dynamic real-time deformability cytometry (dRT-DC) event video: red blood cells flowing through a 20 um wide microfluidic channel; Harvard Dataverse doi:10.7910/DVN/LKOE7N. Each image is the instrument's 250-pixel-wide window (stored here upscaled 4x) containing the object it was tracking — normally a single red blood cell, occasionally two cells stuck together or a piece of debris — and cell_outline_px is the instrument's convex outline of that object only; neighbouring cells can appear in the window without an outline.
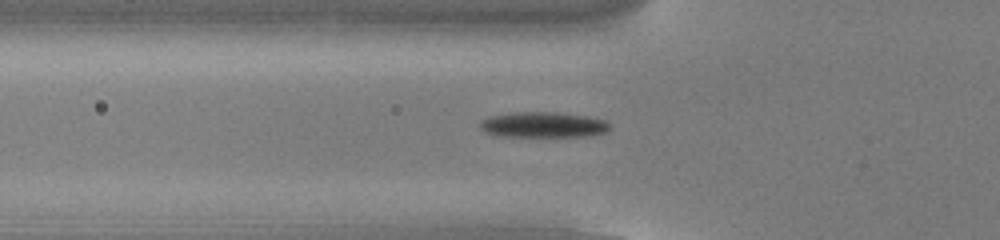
{"species": "common noctule bat (a hibernating species)", "species_latin": "Nyctalus noctula", "temperature_condition": "cold", "stored_images_in_passage": 53, "camera_frame_rate_fps": 3000, "um_per_image_px": 0.085, "animal": {"sex": "male", "body_mass_g": 13.0, "forearm_length_mm": 53.1}, "frame": {"image": 1, "passage_image": 18, "time_ms": 5.667, "image_size_px": [1000, 240], "cell_outline_px": [[612, 128], [604, 132], [592, 136], [496, 136], [484, 132], [480, 128], [480, 124], [488, 116], [516, 112], [556, 112], [584, 116], [604, 120]], "centroid_in_image_um": [46.15, 10.61], "position_along_channel_um": 79.6, "area_um2": 19.19}}
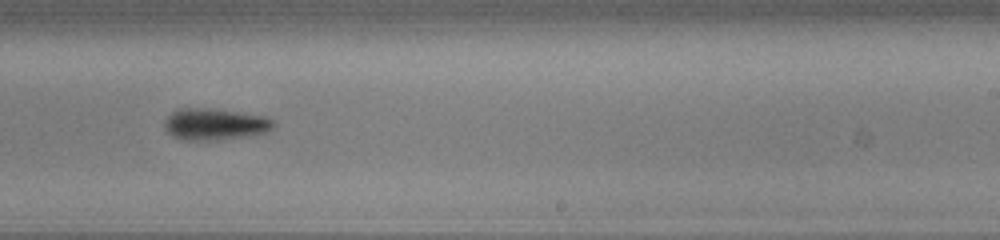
{"frame": {"image": 2, "passage_image": 33, "time_ms": 10.667, "image_size_px": [1000, 240], "cell_outline_px": [[276, 124], [272, 128], [264, 132], [248, 136], [216, 140], [180, 140], [172, 136], [164, 128], [164, 120], [176, 108], [208, 108], [264, 116], [272, 120]], "centroid_in_image_um": [18.2, 10.56], "position_along_channel_um": 270.8, "area_um2": 20.06}}
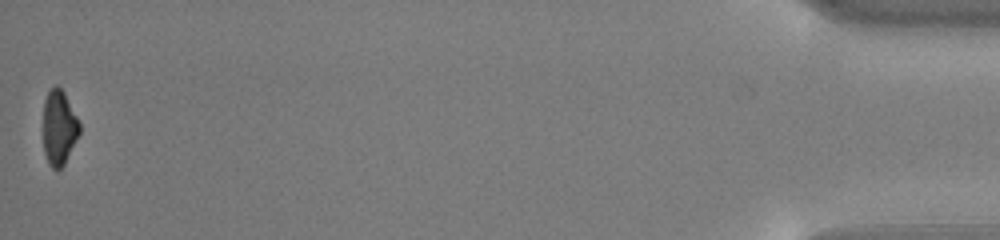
{"frame": {"image": 3, "passage_image": 53, "time_ms": 17.333, "image_size_px": [1000, 240], "cell_outline_px": [[80, 132], [64, 164], [56, 172], [48, 164], [44, 152], [44, 100], [48, 88], [56, 84], [64, 92], [80, 124]], "centroid_in_image_um": [5.0, 10.84], "position_along_channel_um": 430.2, "area_um2": 15.84}, "authors_computed_cell_mechanics": {"area_um2": 18.3804, "velocity_mm_per_s": 3.8286, "shape_relaxation_time_tau1_ms": 4.139, "shape_relaxation_time_tau2_ms": null, "deformation_change_tau1": 0.1907, "deformation_change_tau2": null}}